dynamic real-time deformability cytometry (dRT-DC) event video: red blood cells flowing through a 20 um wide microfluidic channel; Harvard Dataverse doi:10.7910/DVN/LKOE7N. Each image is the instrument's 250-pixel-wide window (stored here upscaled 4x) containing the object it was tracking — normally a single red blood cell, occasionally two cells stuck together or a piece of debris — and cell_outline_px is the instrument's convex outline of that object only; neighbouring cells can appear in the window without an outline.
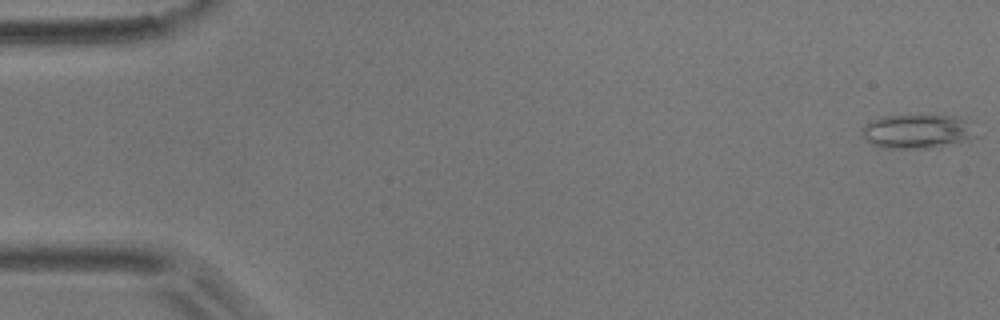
{"species": "common noctule bat (a hibernating species)", "species_latin": "Nyctalus noctula", "temperature_condition": "room temperature", "stored_images_in_passage": 9, "camera_frame_rate_fps": 3000, "um_per_image_px": 0.085, "animal": {"sex": "male", "body_mass_g": 17.9}, "frame": {"image": 1, "passage_image": 1, "time_ms": 0.0, "image_size_px": [1000, 320], "cell_outline_px": [[980, 136], [968, 140], [924, 148], [884, 148], [872, 144], [860, 132], [872, 120], [884, 116], [956, 116], [972, 120]], "centroid_in_image_um": [78.09, 11.16], "position_along_channel_um": 6.9, "area_um2": 22.6}}